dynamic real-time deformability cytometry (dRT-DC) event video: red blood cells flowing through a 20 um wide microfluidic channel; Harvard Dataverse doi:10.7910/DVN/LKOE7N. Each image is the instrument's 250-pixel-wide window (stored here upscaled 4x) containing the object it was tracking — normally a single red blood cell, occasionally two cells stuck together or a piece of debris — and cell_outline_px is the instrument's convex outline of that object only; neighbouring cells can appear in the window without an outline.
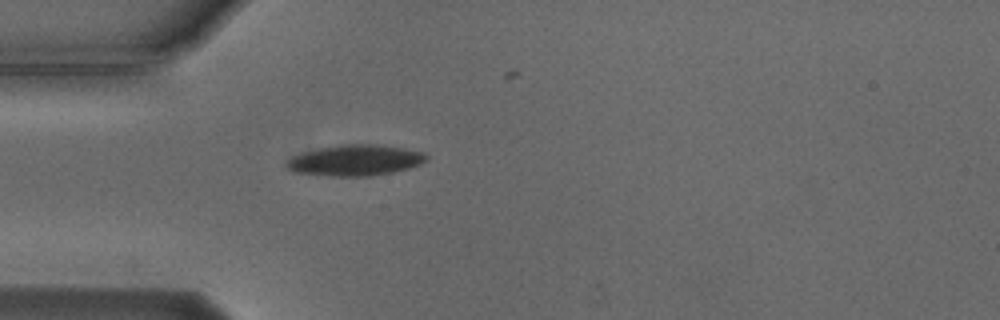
{"species": "Egyptian fruit bat (a non-hibernating species)", "species_latin": "Rousettus aegyptiacus", "temperature_condition": "cold", "stored_images_in_passage": 1, "camera_frame_rate_fps": 3000, "um_per_image_px": 0.085, "animal": {"sex": "male"}, "frame": {"image": 1, "passage_image": 1, "time_ms": 0.0, "image_size_px": [1000, 320], "cell_outline_px": [[428, 160], [420, 164], [408, 168], [392, 172], [368, 176], [328, 176], [292, 172], [284, 164], [288, 160], [304, 152], [320, 148], [340, 144], [376, 144], [404, 148], [420, 152], [428, 156]], "centroid_in_image_um": [30.19, 13.63], "position_along_channel_um": 54.8, "area_um2": 25.03}}